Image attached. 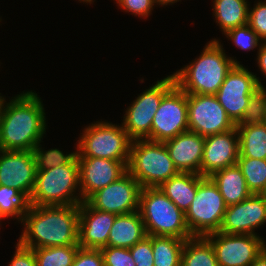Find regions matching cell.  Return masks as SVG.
<instances>
[{"instance_id": "cell-1", "label": "cell", "mask_w": 266, "mask_h": 266, "mask_svg": "<svg viewBox=\"0 0 266 266\" xmlns=\"http://www.w3.org/2000/svg\"><path fill=\"white\" fill-rule=\"evenodd\" d=\"M18 242L28 248L79 245V205H28Z\"/></svg>"}, {"instance_id": "cell-2", "label": "cell", "mask_w": 266, "mask_h": 266, "mask_svg": "<svg viewBox=\"0 0 266 266\" xmlns=\"http://www.w3.org/2000/svg\"><path fill=\"white\" fill-rule=\"evenodd\" d=\"M5 102L0 114V149L33 151L47 128L41 99L31 90Z\"/></svg>"}, {"instance_id": "cell-3", "label": "cell", "mask_w": 266, "mask_h": 266, "mask_svg": "<svg viewBox=\"0 0 266 266\" xmlns=\"http://www.w3.org/2000/svg\"><path fill=\"white\" fill-rule=\"evenodd\" d=\"M235 64L240 63L228 57L220 41L213 39L194 62L173 76L176 85L187 94L215 95Z\"/></svg>"}, {"instance_id": "cell-4", "label": "cell", "mask_w": 266, "mask_h": 266, "mask_svg": "<svg viewBox=\"0 0 266 266\" xmlns=\"http://www.w3.org/2000/svg\"><path fill=\"white\" fill-rule=\"evenodd\" d=\"M139 212L147 235L193 237L185 221V213L159 187L141 188Z\"/></svg>"}, {"instance_id": "cell-5", "label": "cell", "mask_w": 266, "mask_h": 266, "mask_svg": "<svg viewBox=\"0 0 266 266\" xmlns=\"http://www.w3.org/2000/svg\"><path fill=\"white\" fill-rule=\"evenodd\" d=\"M79 188V163L76 156L69 164L37 170L35 186L28 204L33 206L79 205L83 202ZM76 190L79 192L78 196H75Z\"/></svg>"}, {"instance_id": "cell-6", "label": "cell", "mask_w": 266, "mask_h": 266, "mask_svg": "<svg viewBox=\"0 0 266 266\" xmlns=\"http://www.w3.org/2000/svg\"><path fill=\"white\" fill-rule=\"evenodd\" d=\"M127 169L141 188L159 187L179 173L164 142L147 139L132 140Z\"/></svg>"}, {"instance_id": "cell-7", "label": "cell", "mask_w": 266, "mask_h": 266, "mask_svg": "<svg viewBox=\"0 0 266 266\" xmlns=\"http://www.w3.org/2000/svg\"><path fill=\"white\" fill-rule=\"evenodd\" d=\"M77 157H95L129 163L132 139L122 125L96 121L83 130Z\"/></svg>"}, {"instance_id": "cell-8", "label": "cell", "mask_w": 266, "mask_h": 266, "mask_svg": "<svg viewBox=\"0 0 266 266\" xmlns=\"http://www.w3.org/2000/svg\"><path fill=\"white\" fill-rule=\"evenodd\" d=\"M226 204L217 185L210 177L199 175L196 196L185 212V221L192 236L219 232Z\"/></svg>"}, {"instance_id": "cell-9", "label": "cell", "mask_w": 266, "mask_h": 266, "mask_svg": "<svg viewBox=\"0 0 266 266\" xmlns=\"http://www.w3.org/2000/svg\"><path fill=\"white\" fill-rule=\"evenodd\" d=\"M176 85L173 74L146 89L132 103L124 115L122 126L132 140L151 141L153 117L162 98Z\"/></svg>"}, {"instance_id": "cell-10", "label": "cell", "mask_w": 266, "mask_h": 266, "mask_svg": "<svg viewBox=\"0 0 266 266\" xmlns=\"http://www.w3.org/2000/svg\"><path fill=\"white\" fill-rule=\"evenodd\" d=\"M259 86H263L259 78L243 64H235L227 73L215 96L235 125L241 121L250 95Z\"/></svg>"}, {"instance_id": "cell-11", "label": "cell", "mask_w": 266, "mask_h": 266, "mask_svg": "<svg viewBox=\"0 0 266 266\" xmlns=\"http://www.w3.org/2000/svg\"><path fill=\"white\" fill-rule=\"evenodd\" d=\"M189 131L187 93L175 85L163 98L151 127V141L165 142Z\"/></svg>"}, {"instance_id": "cell-12", "label": "cell", "mask_w": 266, "mask_h": 266, "mask_svg": "<svg viewBox=\"0 0 266 266\" xmlns=\"http://www.w3.org/2000/svg\"><path fill=\"white\" fill-rule=\"evenodd\" d=\"M212 244L219 266H250L266 248L263 238L249 234L215 232L205 236Z\"/></svg>"}, {"instance_id": "cell-13", "label": "cell", "mask_w": 266, "mask_h": 266, "mask_svg": "<svg viewBox=\"0 0 266 266\" xmlns=\"http://www.w3.org/2000/svg\"><path fill=\"white\" fill-rule=\"evenodd\" d=\"M187 103L190 132L206 137L236 127L215 95L187 94Z\"/></svg>"}, {"instance_id": "cell-14", "label": "cell", "mask_w": 266, "mask_h": 266, "mask_svg": "<svg viewBox=\"0 0 266 266\" xmlns=\"http://www.w3.org/2000/svg\"><path fill=\"white\" fill-rule=\"evenodd\" d=\"M141 186L127 171L121 178L97 190L86 201L100 211L115 215L139 211Z\"/></svg>"}, {"instance_id": "cell-15", "label": "cell", "mask_w": 266, "mask_h": 266, "mask_svg": "<svg viewBox=\"0 0 266 266\" xmlns=\"http://www.w3.org/2000/svg\"><path fill=\"white\" fill-rule=\"evenodd\" d=\"M36 174L33 151L0 149V185L18 190L29 200L35 186Z\"/></svg>"}, {"instance_id": "cell-16", "label": "cell", "mask_w": 266, "mask_h": 266, "mask_svg": "<svg viewBox=\"0 0 266 266\" xmlns=\"http://www.w3.org/2000/svg\"><path fill=\"white\" fill-rule=\"evenodd\" d=\"M266 222V195L251 194L235 205L226 207L219 232L255 235L254 230Z\"/></svg>"}, {"instance_id": "cell-17", "label": "cell", "mask_w": 266, "mask_h": 266, "mask_svg": "<svg viewBox=\"0 0 266 266\" xmlns=\"http://www.w3.org/2000/svg\"><path fill=\"white\" fill-rule=\"evenodd\" d=\"M77 160L83 201L97 190L118 180L128 171V163L121 161L95 157H77Z\"/></svg>"}, {"instance_id": "cell-18", "label": "cell", "mask_w": 266, "mask_h": 266, "mask_svg": "<svg viewBox=\"0 0 266 266\" xmlns=\"http://www.w3.org/2000/svg\"><path fill=\"white\" fill-rule=\"evenodd\" d=\"M239 157L237 128L205 137L200 175L209 177L214 172L236 165Z\"/></svg>"}, {"instance_id": "cell-19", "label": "cell", "mask_w": 266, "mask_h": 266, "mask_svg": "<svg viewBox=\"0 0 266 266\" xmlns=\"http://www.w3.org/2000/svg\"><path fill=\"white\" fill-rule=\"evenodd\" d=\"M116 215L94 209L87 201L79 204V246L101 249L107 246Z\"/></svg>"}, {"instance_id": "cell-20", "label": "cell", "mask_w": 266, "mask_h": 266, "mask_svg": "<svg viewBox=\"0 0 266 266\" xmlns=\"http://www.w3.org/2000/svg\"><path fill=\"white\" fill-rule=\"evenodd\" d=\"M205 137L190 131L164 142L176 169L200 175Z\"/></svg>"}, {"instance_id": "cell-21", "label": "cell", "mask_w": 266, "mask_h": 266, "mask_svg": "<svg viewBox=\"0 0 266 266\" xmlns=\"http://www.w3.org/2000/svg\"><path fill=\"white\" fill-rule=\"evenodd\" d=\"M147 236L139 211L116 215L110 229L107 246L131 248Z\"/></svg>"}, {"instance_id": "cell-22", "label": "cell", "mask_w": 266, "mask_h": 266, "mask_svg": "<svg viewBox=\"0 0 266 266\" xmlns=\"http://www.w3.org/2000/svg\"><path fill=\"white\" fill-rule=\"evenodd\" d=\"M209 177L217 185L226 206L242 202L252 194L237 164L218 170Z\"/></svg>"}, {"instance_id": "cell-23", "label": "cell", "mask_w": 266, "mask_h": 266, "mask_svg": "<svg viewBox=\"0 0 266 266\" xmlns=\"http://www.w3.org/2000/svg\"><path fill=\"white\" fill-rule=\"evenodd\" d=\"M198 185L199 174L179 172L163 182L159 188L185 213L196 196Z\"/></svg>"}, {"instance_id": "cell-24", "label": "cell", "mask_w": 266, "mask_h": 266, "mask_svg": "<svg viewBox=\"0 0 266 266\" xmlns=\"http://www.w3.org/2000/svg\"><path fill=\"white\" fill-rule=\"evenodd\" d=\"M216 23L224 34L236 27L248 24L249 2L246 0H214Z\"/></svg>"}, {"instance_id": "cell-25", "label": "cell", "mask_w": 266, "mask_h": 266, "mask_svg": "<svg viewBox=\"0 0 266 266\" xmlns=\"http://www.w3.org/2000/svg\"><path fill=\"white\" fill-rule=\"evenodd\" d=\"M236 128L239 136V157L266 159V123Z\"/></svg>"}, {"instance_id": "cell-26", "label": "cell", "mask_w": 266, "mask_h": 266, "mask_svg": "<svg viewBox=\"0 0 266 266\" xmlns=\"http://www.w3.org/2000/svg\"><path fill=\"white\" fill-rule=\"evenodd\" d=\"M181 266H219L211 242L203 236L186 239Z\"/></svg>"}, {"instance_id": "cell-27", "label": "cell", "mask_w": 266, "mask_h": 266, "mask_svg": "<svg viewBox=\"0 0 266 266\" xmlns=\"http://www.w3.org/2000/svg\"><path fill=\"white\" fill-rule=\"evenodd\" d=\"M186 239L152 235L154 266H181Z\"/></svg>"}, {"instance_id": "cell-28", "label": "cell", "mask_w": 266, "mask_h": 266, "mask_svg": "<svg viewBox=\"0 0 266 266\" xmlns=\"http://www.w3.org/2000/svg\"><path fill=\"white\" fill-rule=\"evenodd\" d=\"M236 164L245 178L248 190L252 194H265L266 159L238 157Z\"/></svg>"}, {"instance_id": "cell-29", "label": "cell", "mask_w": 266, "mask_h": 266, "mask_svg": "<svg viewBox=\"0 0 266 266\" xmlns=\"http://www.w3.org/2000/svg\"><path fill=\"white\" fill-rule=\"evenodd\" d=\"M79 248V245H65L33 249L36 266H72Z\"/></svg>"}, {"instance_id": "cell-30", "label": "cell", "mask_w": 266, "mask_h": 266, "mask_svg": "<svg viewBox=\"0 0 266 266\" xmlns=\"http://www.w3.org/2000/svg\"><path fill=\"white\" fill-rule=\"evenodd\" d=\"M28 205V200L18 190L0 185V220L16 216L22 222Z\"/></svg>"}, {"instance_id": "cell-31", "label": "cell", "mask_w": 266, "mask_h": 266, "mask_svg": "<svg viewBox=\"0 0 266 266\" xmlns=\"http://www.w3.org/2000/svg\"><path fill=\"white\" fill-rule=\"evenodd\" d=\"M266 123V89L259 86L250 95L241 121L236 126L260 125Z\"/></svg>"}, {"instance_id": "cell-32", "label": "cell", "mask_w": 266, "mask_h": 266, "mask_svg": "<svg viewBox=\"0 0 266 266\" xmlns=\"http://www.w3.org/2000/svg\"><path fill=\"white\" fill-rule=\"evenodd\" d=\"M40 143L41 141L33 149L37 170H47L69 164L77 156V150L68 155L56 148L44 151Z\"/></svg>"}, {"instance_id": "cell-33", "label": "cell", "mask_w": 266, "mask_h": 266, "mask_svg": "<svg viewBox=\"0 0 266 266\" xmlns=\"http://www.w3.org/2000/svg\"><path fill=\"white\" fill-rule=\"evenodd\" d=\"M224 35H226L230 41L232 40L237 47L247 51L261 46L259 42H263L260 41L261 39L248 24L231 29Z\"/></svg>"}, {"instance_id": "cell-34", "label": "cell", "mask_w": 266, "mask_h": 266, "mask_svg": "<svg viewBox=\"0 0 266 266\" xmlns=\"http://www.w3.org/2000/svg\"><path fill=\"white\" fill-rule=\"evenodd\" d=\"M100 250L104 266H136L128 248L106 246Z\"/></svg>"}, {"instance_id": "cell-35", "label": "cell", "mask_w": 266, "mask_h": 266, "mask_svg": "<svg viewBox=\"0 0 266 266\" xmlns=\"http://www.w3.org/2000/svg\"><path fill=\"white\" fill-rule=\"evenodd\" d=\"M248 25L266 42V1H258L253 9L248 8Z\"/></svg>"}, {"instance_id": "cell-36", "label": "cell", "mask_w": 266, "mask_h": 266, "mask_svg": "<svg viewBox=\"0 0 266 266\" xmlns=\"http://www.w3.org/2000/svg\"><path fill=\"white\" fill-rule=\"evenodd\" d=\"M129 250L136 266H154L152 235L145 236Z\"/></svg>"}, {"instance_id": "cell-37", "label": "cell", "mask_w": 266, "mask_h": 266, "mask_svg": "<svg viewBox=\"0 0 266 266\" xmlns=\"http://www.w3.org/2000/svg\"><path fill=\"white\" fill-rule=\"evenodd\" d=\"M72 266H104L100 249L79 248Z\"/></svg>"}, {"instance_id": "cell-38", "label": "cell", "mask_w": 266, "mask_h": 266, "mask_svg": "<svg viewBox=\"0 0 266 266\" xmlns=\"http://www.w3.org/2000/svg\"><path fill=\"white\" fill-rule=\"evenodd\" d=\"M118 6H120L126 12L138 15L141 17H147L151 14L154 0H115Z\"/></svg>"}, {"instance_id": "cell-39", "label": "cell", "mask_w": 266, "mask_h": 266, "mask_svg": "<svg viewBox=\"0 0 266 266\" xmlns=\"http://www.w3.org/2000/svg\"><path fill=\"white\" fill-rule=\"evenodd\" d=\"M16 251L8 266H36V259L33 249L16 244Z\"/></svg>"}, {"instance_id": "cell-40", "label": "cell", "mask_w": 266, "mask_h": 266, "mask_svg": "<svg viewBox=\"0 0 266 266\" xmlns=\"http://www.w3.org/2000/svg\"><path fill=\"white\" fill-rule=\"evenodd\" d=\"M257 52V63L260 71L266 76V42H262L261 46L258 47Z\"/></svg>"}, {"instance_id": "cell-41", "label": "cell", "mask_w": 266, "mask_h": 266, "mask_svg": "<svg viewBox=\"0 0 266 266\" xmlns=\"http://www.w3.org/2000/svg\"><path fill=\"white\" fill-rule=\"evenodd\" d=\"M250 266H266V248L260 253Z\"/></svg>"}, {"instance_id": "cell-42", "label": "cell", "mask_w": 266, "mask_h": 266, "mask_svg": "<svg viewBox=\"0 0 266 266\" xmlns=\"http://www.w3.org/2000/svg\"><path fill=\"white\" fill-rule=\"evenodd\" d=\"M156 4H159V5H170V4H173L179 0H154Z\"/></svg>"}, {"instance_id": "cell-43", "label": "cell", "mask_w": 266, "mask_h": 266, "mask_svg": "<svg viewBox=\"0 0 266 266\" xmlns=\"http://www.w3.org/2000/svg\"><path fill=\"white\" fill-rule=\"evenodd\" d=\"M4 101H5V98L0 96V114H1V110H2V106H3Z\"/></svg>"}, {"instance_id": "cell-44", "label": "cell", "mask_w": 266, "mask_h": 266, "mask_svg": "<svg viewBox=\"0 0 266 266\" xmlns=\"http://www.w3.org/2000/svg\"><path fill=\"white\" fill-rule=\"evenodd\" d=\"M79 1H81V2L83 1V2H86V3H90V4H91L92 2H94L93 0H79Z\"/></svg>"}]
</instances>
